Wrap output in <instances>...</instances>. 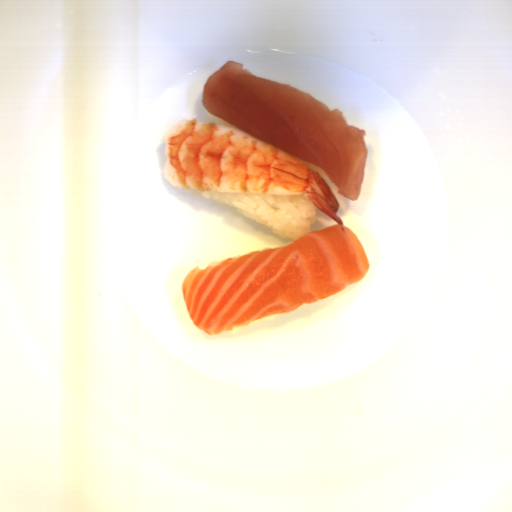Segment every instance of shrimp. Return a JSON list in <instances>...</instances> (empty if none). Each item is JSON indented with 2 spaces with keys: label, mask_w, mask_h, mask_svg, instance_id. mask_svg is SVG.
<instances>
[{
  "label": "shrimp",
  "mask_w": 512,
  "mask_h": 512,
  "mask_svg": "<svg viewBox=\"0 0 512 512\" xmlns=\"http://www.w3.org/2000/svg\"><path fill=\"white\" fill-rule=\"evenodd\" d=\"M164 177L204 192L303 195L340 227L337 196L298 158L232 126L182 119L164 137Z\"/></svg>",
  "instance_id": "obj_1"
}]
</instances>
